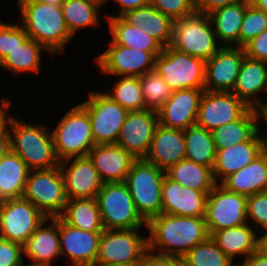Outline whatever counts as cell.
<instances>
[{"label": "cell", "mask_w": 267, "mask_h": 266, "mask_svg": "<svg viewBox=\"0 0 267 266\" xmlns=\"http://www.w3.org/2000/svg\"><path fill=\"white\" fill-rule=\"evenodd\" d=\"M146 227L150 233L148 251L164 257L181 259L195 245L210 237L204 217L161 213L152 217Z\"/></svg>", "instance_id": "1"}, {"label": "cell", "mask_w": 267, "mask_h": 266, "mask_svg": "<svg viewBox=\"0 0 267 266\" xmlns=\"http://www.w3.org/2000/svg\"><path fill=\"white\" fill-rule=\"evenodd\" d=\"M22 27L28 36L43 45L51 54L63 53L73 37L69 32L61 7L31 0H18Z\"/></svg>", "instance_id": "2"}, {"label": "cell", "mask_w": 267, "mask_h": 266, "mask_svg": "<svg viewBox=\"0 0 267 266\" xmlns=\"http://www.w3.org/2000/svg\"><path fill=\"white\" fill-rule=\"evenodd\" d=\"M11 150L29 170H46L59 166L51 131L46 126L19 121L10 113Z\"/></svg>", "instance_id": "3"}, {"label": "cell", "mask_w": 267, "mask_h": 266, "mask_svg": "<svg viewBox=\"0 0 267 266\" xmlns=\"http://www.w3.org/2000/svg\"><path fill=\"white\" fill-rule=\"evenodd\" d=\"M165 171L145 159H136L124 183L142 218L148 222L162 211L161 191Z\"/></svg>", "instance_id": "4"}, {"label": "cell", "mask_w": 267, "mask_h": 266, "mask_svg": "<svg viewBox=\"0 0 267 266\" xmlns=\"http://www.w3.org/2000/svg\"><path fill=\"white\" fill-rule=\"evenodd\" d=\"M55 127L51 134L59 161L85 157L95 145L88 111L81 104L68 110Z\"/></svg>", "instance_id": "5"}, {"label": "cell", "mask_w": 267, "mask_h": 266, "mask_svg": "<svg viewBox=\"0 0 267 266\" xmlns=\"http://www.w3.org/2000/svg\"><path fill=\"white\" fill-rule=\"evenodd\" d=\"M96 200L105 229H141L143 225L147 226L124 182L103 183Z\"/></svg>", "instance_id": "6"}, {"label": "cell", "mask_w": 267, "mask_h": 266, "mask_svg": "<svg viewBox=\"0 0 267 266\" xmlns=\"http://www.w3.org/2000/svg\"><path fill=\"white\" fill-rule=\"evenodd\" d=\"M212 23L206 14L195 12L174 21L171 47L203 60L210 59L222 46L217 44Z\"/></svg>", "instance_id": "7"}, {"label": "cell", "mask_w": 267, "mask_h": 266, "mask_svg": "<svg viewBox=\"0 0 267 266\" xmlns=\"http://www.w3.org/2000/svg\"><path fill=\"white\" fill-rule=\"evenodd\" d=\"M205 66V60L167 46L156 56L154 71L173 91L204 89Z\"/></svg>", "instance_id": "8"}, {"label": "cell", "mask_w": 267, "mask_h": 266, "mask_svg": "<svg viewBox=\"0 0 267 266\" xmlns=\"http://www.w3.org/2000/svg\"><path fill=\"white\" fill-rule=\"evenodd\" d=\"M23 198L36 206L47 218L60 217L68 199L59 166L29 171Z\"/></svg>", "instance_id": "9"}, {"label": "cell", "mask_w": 267, "mask_h": 266, "mask_svg": "<svg viewBox=\"0 0 267 266\" xmlns=\"http://www.w3.org/2000/svg\"><path fill=\"white\" fill-rule=\"evenodd\" d=\"M140 229H117L102 232L96 261L106 265L136 266L149 252L148 238Z\"/></svg>", "instance_id": "10"}, {"label": "cell", "mask_w": 267, "mask_h": 266, "mask_svg": "<svg viewBox=\"0 0 267 266\" xmlns=\"http://www.w3.org/2000/svg\"><path fill=\"white\" fill-rule=\"evenodd\" d=\"M80 104L88 111L95 145L116 144L129 111L100 92H90Z\"/></svg>", "instance_id": "11"}, {"label": "cell", "mask_w": 267, "mask_h": 266, "mask_svg": "<svg viewBox=\"0 0 267 266\" xmlns=\"http://www.w3.org/2000/svg\"><path fill=\"white\" fill-rule=\"evenodd\" d=\"M247 196L227 190L216 183L207 196L205 222L209 235L226 228L246 224Z\"/></svg>", "instance_id": "12"}, {"label": "cell", "mask_w": 267, "mask_h": 266, "mask_svg": "<svg viewBox=\"0 0 267 266\" xmlns=\"http://www.w3.org/2000/svg\"><path fill=\"white\" fill-rule=\"evenodd\" d=\"M47 217L30 201H0V237L23 245Z\"/></svg>", "instance_id": "13"}, {"label": "cell", "mask_w": 267, "mask_h": 266, "mask_svg": "<svg viewBox=\"0 0 267 266\" xmlns=\"http://www.w3.org/2000/svg\"><path fill=\"white\" fill-rule=\"evenodd\" d=\"M96 58L100 70L109 75L140 77L154 70L155 58L162 51H143L115 44Z\"/></svg>", "instance_id": "14"}, {"label": "cell", "mask_w": 267, "mask_h": 266, "mask_svg": "<svg viewBox=\"0 0 267 266\" xmlns=\"http://www.w3.org/2000/svg\"><path fill=\"white\" fill-rule=\"evenodd\" d=\"M250 107L232 92L204 91L196 125L208 131L240 119Z\"/></svg>", "instance_id": "15"}, {"label": "cell", "mask_w": 267, "mask_h": 266, "mask_svg": "<svg viewBox=\"0 0 267 266\" xmlns=\"http://www.w3.org/2000/svg\"><path fill=\"white\" fill-rule=\"evenodd\" d=\"M158 114L153 110L129 111L116 142L136 159H144L151 146Z\"/></svg>", "instance_id": "16"}, {"label": "cell", "mask_w": 267, "mask_h": 266, "mask_svg": "<svg viewBox=\"0 0 267 266\" xmlns=\"http://www.w3.org/2000/svg\"><path fill=\"white\" fill-rule=\"evenodd\" d=\"M243 47L222 46L205 66V91L231 92L245 57Z\"/></svg>", "instance_id": "17"}, {"label": "cell", "mask_w": 267, "mask_h": 266, "mask_svg": "<svg viewBox=\"0 0 267 266\" xmlns=\"http://www.w3.org/2000/svg\"><path fill=\"white\" fill-rule=\"evenodd\" d=\"M59 168L68 200L97 197L103 182L88 156L62 160L59 163Z\"/></svg>", "instance_id": "18"}, {"label": "cell", "mask_w": 267, "mask_h": 266, "mask_svg": "<svg viewBox=\"0 0 267 266\" xmlns=\"http://www.w3.org/2000/svg\"><path fill=\"white\" fill-rule=\"evenodd\" d=\"M204 89L175 90L157 111L158 121L164 127L185 130L196 124Z\"/></svg>", "instance_id": "19"}, {"label": "cell", "mask_w": 267, "mask_h": 266, "mask_svg": "<svg viewBox=\"0 0 267 266\" xmlns=\"http://www.w3.org/2000/svg\"><path fill=\"white\" fill-rule=\"evenodd\" d=\"M102 232H89L67 224L59 217L61 255H68L72 266H85L96 261Z\"/></svg>", "instance_id": "20"}, {"label": "cell", "mask_w": 267, "mask_h": 266, "mask_svg": "<svg viewBox=\"0 0 267 266\" xmlns=\"http://www.w3.org/2000/svg\"><path fill=\"white\" fill-rule=\"evenodd\" d=\"M207 196L206 193L183 186L165 175L161 191V213L204 217Z\"/></svg>", "instance_id": "21"}, {"label": "cell", "mask_w": 267, "mask_h": 266, "mask_svg": "<svg viewBox=\"0 0 267 266\" xmlns=\"http://www.w3.org/2000/svg\"><path fill=\"white\" fill-rule=\"evenodd\" d=\"M260 133L261 129L257 123V132L248 141L216 150L215 163L212 169L216 183H221L229 175L250 164L265 150ZM220 178L222 179L218 182Z\"/></svg>", "instance_id": "22"}, {"label": "cell", "mask_w": 267, "mask_h": 266, "mask_svg": "<svg viewBox=\"0 0 267 266\" xmlns=\"http://www.w3.org/2000/svg\"><path fill=\"white\" fill-rule=\"evenodd\" d=\"M87 156L103 183L124 182L136 160L128 151L116 144L94 145Z\"/></svg>", "instance_id": "23"}, {"label": "cell", "mask_w": 267, "mask_h": 266, "mask_svg": "<svg viewBox=\"0 0 267 266\" xmlns=\"http://www.w3.org/2000/svg\"><path fill=\"white\" fill-rule=\"evenodd\" d=\"M185 156L184 130L167 128L158 124L150 150L144 159L166 171L169 167L185 159Z\"/></svg>", "instance_id": "24"}, {"label": "cell", "mask_w": 267, "mask_h": 266, "mask_svg": "<svg viewBox=\"0 0 267 266\" xmlns=\"http://www.w3.org/2000/svg\"><path fill=\"white\" fill-rule=\"evenodd\" d=\"M120 17L129 25L140 27L142 32L154 38L162 47L171 45L174 21L158 11L150 3L130 10Z\"/></svg>", "instance_id": "25"}, {"label": "cell", "mask_w": 267, "mask_h": 266, "mask_svg": "<svg viewBox=\"0 0 267 266\" xmlns=\"http://www.w3.org/2000/svg\"><path fill=\"white\" fill-rule=\"evenodd\" d=\"M50 225H45L46 221ZM23 253L33 262L51 266L52 260L61 255L59 217L47 218L23 244Z\"/></svg>", "instance_id": "26"}, {"label": "cell", "mask_w": 267, "mask_h": 266, "mask_svg": "<svg viewBox=\"0 0 267 266\" xmlns=\"http://www.w3.org/2000/svg\"><path fill=\"white\" fill-rule=\"evenodd\" d=\"M263 91L267 92V62L245 56L231 92L253 108L262 101L257 96Z\"/></svg>", "instance_id": "27"}, {"label": "cell", "mask_w": 267, "mask_h": 266, "mask_svg": "<svg viewBox=\"0 0 267 266\" xmlns=\"http://www.w3.org/2000/svg\"><path fill=\"white\" fill-rule=\"evenodd\" d=\"M220 184L229 191L247 197L267 191V149L250 164L226 177Z\"/></svg>", "instance_id": "28"}, {"label": "cell", "mask_w": 267, "mask_h": 266, "mask_svg": "<svg viewBox=\"0 0 267 266\" xmlns=\"http://www.w3.org/2000/svg\"><path fill=\"white\" fill-rule=\"evenodd\" d=\"M250 0H241L237 3L219 8L208 17L214 25L213 29L218 41L226 43L224 46L239 47V32L243 22L246 8Z\"/></svg>", "instance_id": "29"}, {"label": "cell", "mask_w": 267, "mask_h": 266, "mask_svg": "<svg viewBox=\"0 0 267 266\" xmlns=\"http://www.w3.org/2000/svg\"><path fill=\"white\" fill-rule=\"evenodd\" d=\"M248 223L213 232L210 237L231 260L243 254L247 258L257 249V231Z\"/></svg>", "instance_id": "30"}, {"label": "cell", "mask_w": 267, "mask_h": 266, "mask_svg": "<svg viewBox=\"0 0 267 266\" xmlns=\"http://www.w3.org/2000/svg\"><path fill=\"white\" fill-rule=\"evenodd\" d=\"M29 171L12 150L0 160V201L23 197Z\"/></svg>", "instance_id": "31"}, {"label": "cell", "mask_w": 267, "mask_h": 266, "mask_svg": "<svg viewBox=\"0 0 267 266\" xmlns=\"http://www.w3.org/2000/svg\"><path fill=\"white\" fill-rule=\"evenodd\" d=\"M67 224L89 232L105 230L96 198L68 200L60 216Z\"/></svg>", "instance_id": "32"}, {"label": "cell", "mask_w": 267, "mask_h": 266, "mask_svg": "<svg viewBox=\"0 0 267 266\" xmlns=\"http://www.w3.org/2000/svg\"><path fill=\"white\" fill-rule=\"evenodd\" d=\"M165 174L171 180L207 195L216 184L210 167L197 164L186 158L169 167Z\"/></svg>", "instance_id": "33"}, {"label": "cell", "mask_w": 267, "mask_h": 266, "mask_svg": "<svg viewBox=\"0 0 267 266\" xmlns=\"http://www.w3.org/2000/svg\"><path fill=\"white\" fill-rule=\"evenodd\" d=\"M257 132V118L250 108L240 119L211 131L216 150L248 141Z\"/></svg>", "instance_id": "34"}, {"label": "cell", "mask_w": 267, "mask_h": 266, "mask_svg": "<svg viewBox=\"0 0 267 266\" xmlns=\"http://www.w3.org/2000/svg\"><path fill=\"white\" fill-rule=\"evenodd\" d=\"M184 137L186 144L185 158L213 169L216 148L211 131L195 124L184 130Z\"/></svg>", "instance_id": "35"}, {"label": "cell", "mask_w": 267, "mask_h": 266, "mask_svg": "<svg viewBox=\"0 0 267 266\" xmlns=\"http://www.w3.org/2000/svg\"><path fill=\"white\" fill-rule=\"evenodd\" d=\"M112 41L121 46L143 51H162V46L140 27L126 23L120 16L108 17Z\"/></svg>", "instance_id": "36"}, {"label": "cell", "mask_w": 267, "mask_h": 266, "mask_svg": "<svg viewBox=\"0 0 267 266\" xmlns=\"http://www.w3.org/2000/svg\"><path fill=\"white\" fill-rule=\"evenodd\" d=\"M100 0H65L61 5L66 26L72 36L85 27L99 25Z\"/></svg>", "instance_id": "37"}, {"label": "cell", "mask_w": 267, "mask_h": 266, "mask_svg": "<svg viewBox=\"0 0 267 266\" xmlns=\"http://www.w3.org/2000/svg\"><path fill=\"white\" fill-rule=\"evenodd\" d=\"M42 49L48 51L43 45L28 37L0 62V67L9 69L14 74L27 71L38 73L40 71Z\"/></svg>", "instance_id": "38"}, {"label": "cell", "mask_w": 267, "mask_h": 266, "mask_svg": "<svg viewBox=\"0 0 267 266\" xmlns=\"http://www.w3.org/2000/svg\"><path fill=\"white\" fill-rule=\"evenodd\" d=\"M112 89V94L106 95L128 111L147 110L139 77H121Z\"/></svg>", "instance_id": "39"}, {"label": "cell", "mask_w": 267, "mask_h": 266, "mask_svg": "<svg viewBox=\"0 0 267 266\" xmlns=\"http://www.w3.org/2000/svg\"><path fill=\"white\" fill-rule=\"evenodd\" d=\"M181 261L186 266H232L233 263L211 237L195 245L181 258Z\"/></svg>", "instance_id": "40"}, {"label": "cell", "mask_w": 267, "mask_h": 266, "mask_svg": "<svg viewBox=\"0 0 267 266\" xmlns=\"http://www.w3.org/2000/svg\"><path fill=\"white\" fill-rule=\"evenodd\" d=\"M139 79L146 109L157 112L172 95L173 90L154 70L143 74Z\"/></svg>", "instance_id": "41"}, {"label": "cell", "mask_w": 267, "mask_h": 266, "mask_svg": "<svg viewBox=\"0 0 267 266\" xmlns=\"http://www.w3.org/2000/svg\"><path fill=\"white\" fill-rule=\"evenodd\" d=\"M267 29V14L252 4L246 8V13L239 32V47H244L254 37Z\"/></svg>", "instance_id": "42"}, {"label": "cell", "mask_w": 267, "mask_h": 266, "mask_svg": "<svg viewBox=\"0 0 267 266\" xmlns=\"http://www.w3.org/2000/svg\"><path fill=\"white\" fill-rule=\"evenodd\" d=\"M28 34L20 24L0 22V62L20 46Z\"/></svg>", "instance_id": "43"}, {"label": "cell", "mask_w": 267, "mask_h": 266, "mask_svg": "<svg viewBox=\"0 0 267 266\" xmlns=\"http://www.w3.org/2000/svg\"><path fill=\"white\" fill-rule=\"evenodd\" d=\"M150 4L173 21L194 14V0H150Z\"/></svg>", "instance_id": "44"}, {"label": "cell", "mask_w": 267, "mask_h": 266, "mask_svg": "<svg viewBox=\"0 0 267 266\" xmlns=\"http://www.w3.org/2000/svg\"><path fill=\"white\" fill-rule=\"evenodd\" d=\"M246 213L247 220L255 222V229L267 228V191L247 197Z\"/></svg>", "instance_id": "45"}, {"label": "cell", "mask_w": 267, "mask_h": 266, "mask_svg": "<svg viewBox=\"0 0 267 266\" xmlns=\"http://www.w3.org/2000/svg\"><path fill=\"white\" fill-rule=\"evenodd\" d=\"M0 108V160L11 150L10 139V113L11 102L9 99L2 98ZM8 124V127H7Z\"/></svg>", "instance_id": "46"}, {"label": "cell", "mask_w": 267, "mask_h": 266, "mask_svg": "<svg viewBox=\"0 0 267 266\" xmlns=\"http://www.w3.org/2000/svg\"><path fill=\"white\" fill-rule=\"evenodd\" d=\"M22 255L23 245L0 237V266H18Z\"/></svg>", "instance_id": "47"}, {"label": "cell", "mask_w": 267, "mask_h": 266, "mask_svg": "<svg viewBox=\"0 0 267 266\" xmlns=\"http://www.w3.org/2000/svg\"><path fill=\"white\" fill-rule=\"evenodd\" d=\"M243 48L247 57L267 62V29L254 37Z\"/></svg>", "instance_id": "48"}, {"label": "cell", "mask_w": 267, "mask_h": 266, "mask_svg": "<svg viewBox=\"0 0 267 266\" xmlns=\"http://www.w3.org/2000/svg\"><path fill=\"white\" fill-rule=\"evenodd\" d=\"M136 266H181V259L148 252Z\"/></svg>", "instance_id": "49"}, {"label": "cell", "mask_w": 267, "mask_h": 266, "mask_svg": "<svg viewBox=\"0 0 267 266\" xmlns=\"http://www.w3.org/2000/svg\"><path fill=\"white\" fill-rule=\"evenodd\" d=\"M241 0H194L195 11L202 14H210L213 11Z\"/></svg>", "instance_id": "50"}, {"label": "cell", "mask_w": 267, "mask_h": 266, "mask_svg": "<svg viewBox=\"0 0 267 266\" xmlns=\"http://www.w3.org/2000/svg\"><path fill=\"white\" fill-rule=\"evenodd\" d=\"M107 1L109 0H102V4L104 5V3ZM114 2L118 3V6H120L121 10H119L120 12L117 16H121L130 10L148 5L150 0H114Z\"/></svg>", "instance_id": "51"}, {"label": "cell", "mask_w": 267, "mask_h": 266, "mask_svg": "<svg viewBox=\"0 0 267 266\" xmlns=\"http://www.w3.org/2000/svg\"><path fill=\"white\" fill-rule=\"evenodd\" d=\"M237 266H267V257L259 254L257 251L250 254L241 265Z\"/></svg>", "instance_id": "52"}, {"label": "cell", "mask_w": 267, "mask_h": 266, "mask_svg": "<svg viewBox=\"0 0 267 266\" xmlns=\"http://www.w3.org/2000/svg\"><path fill=\"white\" fill-rule=\"evenodd\" d=\"M253 109H254V112L257 118V122H258V119H260L259 117H262L265 120L266 127H267V101L262 100L255 107H253ZM260 139L263 141L265 149H267V135L265 138H262L260 136Z\"/></svg>", "instance_id": "53"}, {"label": "cell", "mask_w": 267, "mask_h": 266, "mask_svg": "<svg viewBox=\"0 0 267 266\" xmlns=\"http://www.w3.org/2000/svg\"><path fill=\"white\" fill-rule=\"evenodd\" d=\"M260 237H257V249L256 251L267 257V228L262 229Z\"/></svg>", "instance_id": "54"}, {"label": "cell", "mask_w": 267, "mask_h": 266, "mask_svg": "<svg viewBox=\"0 0 267 266\" xmlns=\"http://www.w3.org/2000/svg\"><path fill=\"white\" fill-rule=\"evenodd\" d=\"M250 3L267 14V0H250Z\"/></svg>", "instance_id": "55"}, {"label": "cell", "mask_w": 267, "mask_h": 266, "mask_svg": "<svg viewBox=\"0 0 267 266\" xmlns=\"http://www.w3.org/2000/svg\"><path fill=\"white\" fill-rule=\"evenodd\" d=\"M31 1L52 4L61 7V5L64 3L65 0H31Z\"/></svg>", "instance_id": "56"}, {"label": "cell", "mask_w": 267, "mask_h": 266, "mask_svg": "<svg viewBox=\"0 0 267 266\" xmlns=\"http://www.w3.org/2000/svg\"><path fill=\"white\" fill-rule=\"evenodd\" d=\"M18 266H47V265L42 264V263H38V262H34V263H31V264L25 265L24 264V260H22L21 263Z\"/></svg>", "instance_id": "57"}, {"label": "cell", "mask_w": 267, "mask_h": 266, "mask_svg": "<svg viewBox=\"0 0 267 266\" xmlns=\"http://www.w3.org/2000/svg\"><path fill=\"white\" fill-rule=\"evenodd\" d=\"M85 266H116V265H106V264H102V263L95 261V262L88 264V265H85Z\"/></svg>", "instance_id": "58"}]
</instances>
